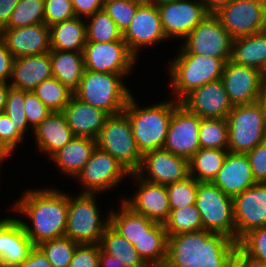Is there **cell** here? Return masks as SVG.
<instances>
[{
  "label": "cell",
  "instance_id": "cell-54",
  "mask_svg": "<svg viewBox=\"0 0 266 267\" xmlns=\"http://www.w3.org/2000/svg\"><path fill=\"white\" fill-rule=\"evenodd\" d=\"M231 267H266V263L249 257L237 247L232 256Z\"/></svg>",
  "mask_w": 266,
  "mask_h": 267
},
{
  "label": "cell",
  "instance_id": "cell-15",
  "mask_svg": "<svg viewBox=\"0 0 266 267\" xmlns=\"http://www.w3.org/2000/svg\"><path fill=\"white\" fill-rule=\"evenodd\" d=\"M166 38H183L209 14L200 0H178L157 6Z\"/></svg>",
  "mask_w": 266,
  "mask_h": 267
},
{
  "label": "cell",
  "instance_id": "cell-11",
  "mask_svg": "<svg viewBox=\"0 0 266 267\" xmlns=\"http://www.w3.org/2000/svg\"><path fill=\"white\" fill-rule=\"evenodd\" d=\"M130 175L114 157L96 146L89 161L75 178L85 187L82 193L97 194L117 186L125 176Z\"/></svg>",
  "mask_w": 266,
  "mask_h": 267
},
{
  "label": "cell",
  "instance_id": "cell-51",
  "mask_svg": "<svg viewBox=\"0 0 266 267\" xmlns=\"http://www.w3.org/2000/svg\"><path fill=\"white\" fill-rule=\"evenodd\" d=\"M14 56L8 50L6 42L0 37V82L9 81L11 77Z\"/></svg>",
  "mask_w": 266,
  "mask_h": 267
},
{
  "label": "cell",
  "instance_id": "cell-50",
  "mask_svg": "<svg viewBox=\"0 0 266 267\" xmlns=\"http://www.w3.org/2000/svg\"><path fill=\"white\" fill-rule=\"evenodd\" d=\"M23 136L15 130V125L10 121L9 117L0 112V146L13 153L17 144L21 141Z\"/></svg>",
  "mask_w": 266,
  "mask_h": 267
},
{
  "label": "cell",
  "instance_id": "cell-38",
  "mask_svg": "<svg viewBox=\"0 0 266 267\" xmlns=\"http://www.w3.org/2000/svg\"><path fill=\"white\" fill-rule=\"evenodd\" d=\"M164 226L168 237L203 229L200 212L195 204L180 209H171Z\"/></svg>",
  "mask_w": 266,
  "mask_h": 267
},
{
  "label": "cell",
  "instance_id": "cell-24",
  "mask_svg": "<svg viewBox=\"0 0 266 267\" xmlns=\"http://www.w3.org/2000/svg\"><path fill=\"white\" fill-rule=\"evenodd\" d=\"M212 183L231 198L256 184L246 153L228 152Z\"/></svg>",
  "mask_w": 266,
  "mask_h": 267
},
{
  "label": "cell",
  "instance_id": "cell-9",
  "mask_svg": "<svg viewBox=\"0 0 266 267\" xmlns=\"http://www.w3.org/2000/svg\"><path fill=\"white\" fill-rule=\"evenodd\" d=\"M195 205L204 230L226 235L236 241L233 198L212 182H199Z\"/></svg>",
  "mask_w": 266,
  "mask_h": 267
},
{
  "label": "cell",
  "instance_id": "cell-14",
  "mask_svg": "<svg viewBox=\"0 0 266 267\" xmlns=\"http://www.w3.org/2000/svg\"><path fill=\"white\" fill-rule=\"evenodd\" d=\"M200 124L201 117L179 104L173 110L163 148L189 161L200 149L198 136Z\"/></svg>",
  "mask_w": 266,
  "mask_h": 267
},
{
  "label": "cell",
  "instance_id": "cell-42",
  "mask_svg": "<svg viewBox=\"0 0 266 267\" xmlns=\"http://www.w3.org/2000/svg\"><path fill=\"white\" fill-rule=\"evenodd\" d=\"M198 181L188 176L181 181L166 185L171 209H180L194 205L197 196Z\"/></svg>",
  "mask_w": 266,
  "mask_h": 267
},
{
  "label": "cell",
  "instance_id": "cell-37",
  "mask_svg": "<svg viewBox=\"0 0 266 267\" xmlns=\"http://www.w3.org/2000/svg\"><path fill=\"white\" fill-rule=\"evenodd\" d=\"M32 92L52 112H62L74 95L73 91L54 77L44 80Z\"/></svg>",
  "mask_w": 266,
  "mask_h": 267
},
{
  "label": "cell",
  "instance_id": "cell-29",
  "mask_svg": "<svg viewBox=\"0 0 266 267\" xmlns=\"http://www.w3.org/2000/svg\"><path fill=\"white\" fill-rule=\"evenodd\" d=\"M231 60L255 68L266 76V35L259 32L234 38Z\"/></svg>",
  "mask_w": 266,
  "mask_h": 267
},
{
  "label": "cell",
  "instance_id": "cell-52",
  "mask_svg": "<svg viewBox=\"0 0 266 267\" xmlns=\"http://www.w3.org/2000/svg\"><path fill=\"white\" fill-rule=\"evenodd\" d=\"M105 0H71L76 17H89L96 11L103 9ZM81 15V16H80Z\"/></svg>",
  "mask_w": 266,
  "mask_h": 267
},
{
  "label": "cell",
  "instance_id": "cell-28",
  "mask_svg": "<svg viewBox=\"0 0 266 267\" xmlns=\"http://www.w3.org/2000/svg\"><path fill=\"white\" fill-rule=\"evenodd\" d=\"M96 140L89 137L74 136L73 139L51 158L58 168L70 177H76L89 161Z\"/></svg>",
  "mask_w": 266,
  "mask_h": 267
},
{
  "label": "cell",
  "instance_id": "cell-19",
  "mask_svg": "<svg viewBox=\"0 0 266 267\" xmlns=\"http://www.w3.org/2000/svg\"><path fill=\"white\" fill-rule=\"evenodd\" d=\"M166 39L157 6L144 1L137 8L129 27L123 33V40L128 49L137 58L140 48Z\"/></svg>",
  "mask_w": 266,
  "mask_h": 267
},
{
  "label": "cell",
  "instance_id": "cell-59",
  "mask_svg": "<svg viewBox=\"0 0 266 267\" xmlns=\"http://www.w3.org/2000/svg\"><path fill=\"white\" fill-rule=\"evenodd\" d=\"M260 32L266 35V1L263 8L262 18H261V27Z\"/></svg>",
  "mask_w": 266,
  "mask_h": 267
},
{
  "label": "cell",
  "instance_id": "cell-22",
  "mask_svg": "<svg viewBox=\"0 0 266 267\" xmlns=\"http://www.w3.org/2000/svg\"><path fill=\"white\" fill-rule=\"evenodd\" d=\"M0 37L14 58L46 54L51 50L50 27L45 23L18 28H3Z\"/></svg>",
  "mask_w": 266,
  "mask_h": 267
},
{
  "label": "cell",
  "instance_id": "cell-18",
  "mask_svg": "<svg viewBox=\"0 0 266 267\" xmlns=\"http://www.w3.org/2000/svg\"><path fill=\"white\" fill-rule=\"evenodd\" d=\"M266 0H231L215 15L234 39L260 32Z\"/></svg>",
  "mask_w": 266,
  "mask_h": 267
},
{
  "label": "cell",
  "instance_id": "cell-25",
  "mask_svg": "<svg viewBox=\"0 0 266 267\" xmlns=\"http://www.w3.org/2000/svg\"><path fill=\"white\" fill-rule=\"evenodd\" d=\"M62 112L74 136L95 140L109 116L105 111L80 101L74 95Z\"/></svg>",
  "mask_w": 266,
  "mask_h": 267
},
{
  "label": "cell",
  "instance_id": "cell-44",
  "mask_svg": "<svg viewBox=\"0 0 266 267\" xmlns=\"http://www.w3.org/2000/svg\"><path fill=\"white\" fill-rule=\"evenodd\" d=\"M24 104L25 91L10 87L7 94L4 113L15 125V130H17L23 137L29 126L25 116Z\"/></svg>",
  "mask_w": 266,
  "mask_h": 267
},
{
  "label": "cell",
  "instance_id": "cell-6",
  "mask_svg": "<svg viewBox=\"0 0 266 267\" xmlns=\"http://www.w3.org/2000/svg\"><path fill=\"white\" fill-rule=\"evenodd\" d=\"M96 146L109 153L131 174L140 168L142 154L137 148L131 122L124 111L107 117L96 139Z\"/></svg>",
  "mask_w": 266,
  "mask_h": 267
},
{
  "label": "cell",
  "instance_id": "cell-49",
  "mask_svg": "<svg viewBox=\"0 0 266 267\" xmlns=\"http://www.w3.org/2000/svg\"><path fill=\"white\" fill-rule=\"evenodd\" d=\"M256 183H266V141L246 152Z\"/></svg>",
  "mask_w": 266,
  "mask_h": 267
},
{
  "label": "cell",
  "instance_id": "cell-23",
  "mask_svg": "<svg viewBox=\"0 0 266 267\" xmlns=\"http://www.w3.org/2000/svg\"><path fill=\"white\" fill-rule=\"evenodd\" d=\"M34 247L19 218L0 220V267H18Z\"/></svg>",
  "mask_w": 266,
  "mask_h": 267
},
{
  "label": "cell",
  "instance_id": "cell-56",
  "mask_svg": "<svg viewBox=\"0 0 266 267\" xmlns=\"http://www.w3.org/2000/svg\"><path fill=\"white\" fill-rule=\"evenodd\" d=\"M99 267H126V266H124L120 260L118 261L115 256H111L105 253L100 248Z\"/></svg>",
  "mask_w": 266,
  "mask_h": 267
},
{
  "label": "cell",
  "instance_id": "cell-4",
  "mask_svg": "<svg viewBox=\"0 0 266 267\" xmlns=\"http://www.w3.org/2000/svg\"><path fill=\"white\" fill-rule=\"evenodd\" d=\"M128 74L84 71L74 96L80 101L105 111L108 115L121 113L133 95L123 84Z\"/></svg>",
  "mask_w": 266,
  "mask_h": 267
},
{
  "label": "cell",
  "instance_id": "cell-43",
  "mask_svg": "<svg viewBox=\"0 0 266 267\" xmlns=\"http://www.w3.org/2000/svg\"><path fill=\"white\" fill-rule=\"evenodd\" d=\"M145 0H105L103 9L113 19L118 29L122 32L129 27L137 8Z\"/></svg>",
  "mask_w": 266,
  "mask_h": 267
},
{
  "label": "cell",
  "instance_id": "cell-36",
  "mask_svg": "<svg viewBox=\"0 0 266 267\" xmlns=\"http://www.w3.org/2000/svg\"><path fill=\"white\" fill-rule=\"evenodd\" d=\"M88 19L90 20L89 24L86 23L87 42L124 41L122 32L104 9L96 11Z\"/></svg>",
  "mask_w": 266,
  "mask_h": 267
},
{
  "label": "cell",
  "instance_id": "cell-55",
  "mask_svg": "<svg viewBox=\"0 0 266 267\" xmlns=\"http://www.w3.org/2000/svg\"><path fill=\"white\" fill-rule=\"evenodd\" d=\"M20 0H0V31L8 24L11 13Z\"/></svg>",
  "mask_w": 266,
  "mask_h": 267
},
{
  "label": "cell",
  "instance_id": "cell-57",
  "mask_svg": "<svg viewBox=\"0 0 266 267\" xmlns=\"http://www.w3.org/2000/svg\"><path fill=\"white\" fill-rule=\"evenodd\" d=\"M205 10L209 14H216L222 7L226 6L231 0H200Z\"/></svg>",
  "mask_w": 266,
  "mask_h": 267
},
{
  "label": "cell",
  "instance_id": "cell-34",
  "mask_svg": "<svg viewBox=\"0 0 266 267\" xmlns=\"http://www.w3.org/2000/svg\"><path fill=\"white\" fill-rule=\"evenodd\" d=\"M119 211L111 210L109 214L110 225L132 245L155 223L144 215L133 212L123 202Z\"/></svg>",
  "mask_w": 266,
  "mask_h": 267
},
{
  "label": "cell",
  "instance_id": "cell-46",
  "mask_svg": "<svg viewBox=\"0 0 266 267\" xmlns=\"http://www.w3.org/2000/svg\"><path fill=\"white\" fill-rule=\"evenodd\" d=\"M75 17L71 0H44V21L49 27Z\"/></svg>",
  "mask_w": 266,
  "mask_h": 267
},
{
  "label": "cell",
  "instance_id": "cell-12",
  "mask_svg": "<svg viewBox=\"0 0 266 267\" xmlns=\"http://www.w3.org/2000/svg\"><path fill=\"white\" fill-rule=\"evenodd\" d=\"M233 105L251 104L259 101L266 86V76L259 70L240 65L232 60L226 62L220 79Z\"/></svg>",
  "mask_w": 266,
  "mask_h": 267
},
{
  "label": "cell",
  "instance_id": "cell-8",
  "mask_svg": "<svg viewBox=\"0 0 266 267\" xmlns=\"http://www.w3.org/2000/svg\"><path fill=\"white\" fill-rule=\"evenodd\" d=\"M97 194L80 193L75 198L68 194V214L65 236L78 244H99L110 225V216L101 221L96 205Z\"/></svg>",
  "mask_w": 266,
  "mask_h": 267
},
{
  "label": "cell",
  "instance_id": "cell-48",
  "mask_svg": "<svg viewBox=\"0 0 266 267\" xmlns=\"http://www.w3.org/2000/svg\"><path fill=\"white\" fill-rule=\"evenodd\" d=\"M99 244H78L68 267H99Z\"/></svg>",
  "mask_w": 266,
  "mask_h": 267
},
{
  "label": "cell",
  "instance_id": "cell-7",
  "mask_svg": "<svg viewBox=\"0 0 266 267\" xmlns=\"http://www.w3.org/2000/svg\"><path fill=\"white\" fill-rule=\"evenodd\" d=\"M227 121L229 152L246 153L266 141L264 110L259 101L233 105Z\"/></svg>",
  "mask_w": 266,
  "mask_h": 267
},
{
  "label": "cell",
  "instance_id": "cell-60",
  "mask_svg": "<svg viewBox=\"0 0 266 267\" xmlns=\"http://www.w3.org/2000/svg\"><path fill=\"white\" fill-rule=\"evenodd\" d=\"M259 102L261 103L263 110H264V116H265V123H266V86L264 87L261 96L259 98Z\"/></svg>",
  "mask_w": 266,
  "mask_h": 267
},
{
  "label": "cell",
  "instance_id": "cell-20",
  "mask_svg": "<svg viewBox=\"0 0 266 267\" xmlns=\"http://www.w3.org/2000/svg\"><path fill=\"white\" fill-rule=\"evenodd\" d=\"M180 104L201 118L227 119L233 108L220 79L192 90Z\"/></svg>",
  "mask_w": 266,
  "mask_h": 267
},
{
  "label": "cell",
  "instance_id": "cell-40",
  "mask_svg": "<svg viewBox=\"0 0 266 267\" xmlns=\"http://www.w3.org/2000/svg\"><path fill=\"white\" fill-rule=\"evenodd\" d=\"M45 23L44 0H20L4 28H18Z\"/></svg>",
  "mask_w": 266,
  "mask_h": 267
},
{
  "label": "cell",
  "instance_id": "cell-5",
  "mask_svg": "<svg viewBox=\"0 0 266 267\" xmlns=\"http://www.w3.org/2000/svg\"><path fill=\"white\" fill-rule=\"evenodd\" d=\"M226 61L213 56L179 54L170 63L172 89L180 102L192 90L221 79Z\"/></svg>",
  "mask_w": 266,
  "mask_h": 267
},
{
  "label": "cell",
  "instance_id": "cell-47",
  "mask_svg": "<svg viewBox=\"0 0 266 267\" xmlns=\"http://www.w3.org/2000/svg\"><path fill=\"white\" fill-rule=\"evenodd\" d=\"M25 116L33 131L36 127L52 113V111L42 103L32 91H25Z\"/></svg>",
  "mask_w": 266,
  "mask_h": 267
},
{
  "label": "cell",
  "instance_id": "cell-39",
  "mask_svg": "<svg viewBox=\"0 0 266 267\" xmlns=\"http://www.w3.org/2000/svg\"><path fill=\"white\" fill-rule=\"evenodd\" d=\"M200 148L228 150V121L219 118H201Z\"/></svg>",
  "mask_w": 266,
  "mask_h": 267
},
{
  "label": "cell",
  "instance_id": "cell-32",
  "mask_svg": "<svg viewBox=\"0 0 266 267\" xmlns=\"http://www.w3.org/2000/svg\"><path fill=\"white\" fill-rule=\"evenodd\" d=\"M133 246L150 267H164L168 247L164 224L155 222Z\"/></svg>",
  "mask_w": 266,
  "mask_h": 267
},
{
  "label": "cell",
  "instance_id": "cell-13",
  "mask_svg": "<svg viewBox=\"0 0 266 267\" xmlns=\"http://www.w3.org/2000/svg\"><path fill=\"white\" fill-rule=\"evenodd\" d=\"M82 53L85 69L101 73L129 74L137 60L124 41L86 42Z\"/></svg>",
  "mask_w": 266,
  "mask_h": 267
},
{
  "label": "cell",
  "instance_id": "cell-53",
  "mask_svg": "<svg viewBox=\"0 0 266 267\" xmlns=\"http://www.w3.org/2000/svg\"><path fill=\"white\" fill-rule=\"evenodd\" d=\"M18 267H52L44 253L35 246Z\"/></svg>",
  "mask_w": 266,
  "mask_h": 267
},
{
  "label": "cell",
  "instance_id": "cell-30",
  "mask_svg": "<svg viewBox=\"0 0 266 267\" xmlns=\"http://www.w3.org/2000/svg\"><path fill=\"white\" fill-rule=\"evenodd\" d=\"M86 23L75 17L50 26L51 50L82 53L87 42Z\"/></svg>",
  "mask_w": 266,
  "mask_h": 267
},
{
  "label": "cell",
  "instance_id": "cell-10",
  "mask_svg": "<svg viewBox=\"0 0 266 267\" xmlns=\"http://www.w3.org/2000/svg\"><path fill=\"white\" fill-rule=\"evenodd\" d=\"M179 54H197L224 59L232 58V40L215 14H208L184 39Z\"/></svg>",
  "mask_w": 266,
  "mask_h": 267
},
{
  "label": "cell",
  "instance_id": "cell-41",
  "mask_svg": "<svg viewBox=\"0 0 266 267\" xmlns=\"http://www.w3.org/2000/svg\"><path fill=\"white\" fill-rule=\"evenodd\" d=\"M77 245L78 243L64 236L45 241L37 247L44 253L52 267H68Z\"/></svg>",
  "mask_w": 266,
  "mask_h": 267
},
{
  "label": "cell",
  "instance_id": "cell-27",
  "mask_svg": "<svg viewBox=\"0 0 266 267\" xmlns=\"http://www.w3.org/2000/svg\"><path fill=\"white\" fill-rule=\"evenodd\" d=\"M41 152L52 157L74 137L63 112H52L33 131Z\"/></svg>",
  "mask_w": 266,
  "mask_h": 267
},
{
  "label": "cell",
  "instance_id": "cell-62",
  "mask_svg": "<svg viewBox=\"0 0 266 267\" xmlns=\"http://www.w3.org/2000/svg\"><path fill=\"white\" fill-rule=\"evenodd\" d=\"M9 154L11 153L7 149L0 146V163L2 162V160L4 161V159H6L9 156Z\"/></svg>",
  "mask_w": 266,
  "mask_h": 267
},
{
  "label": "cell",
  "instance_id": "cell-58",
  "mask_svg": "<svg viewBox=\"0 0 266 267\" xmlns=\"http://www.w3.org/2000/svg\"><path fill=\"white\" fill-rule=\"evenodd\" d=\"M11 86L8 83L0 82V112H4L8 90Z\"/></svg>",
  "mask_w": 266,
  "mask_h": 267
},
{
  "label": "cell",
  "instance_id": "cell-2",
  "mask_svg": "<svg viewBox=\"0 0 266 267\" xmlns=\"http://www.w3.org/2000/svg\"><path fill=\"white\" fill-rule=\"evenodd\" d=\"M32 222L21 221L34 246L65 236L68 214V194L55 189L27 190L13 206Z\"/></svg>",
  "mask_w": 266,
  "mask_h": 267
},
{
  "label": "cell",
  "instance_id": "cell-61",
  "mask_svg": "<svg viewBox=\"0 0 266 267\" xmlns=\"http://www.w3.org/2000/svg\"><path fill=\"white\" fill-rule=\"evenodd\" d=\"M145 1L148 3L154 4L156 6H159V5L164 4V3L175 2L178 0H145Z\"/></svg>",
  "mask_w": 266,
  "mask_h": 267
},
{
  "label": "cell",
  "instance_id": "cell-33",
  "mask_svg": "<svg viewBox=\"0 0 266 267\" xmlns=\"http://www.w3.org/2000/svg\"><path fill=\"white\" fill-rule=\"evenodd\" d=\"M99 245L105 253L115 256L126 267H150L135 247L111 225L104 231Z\"/></svg>",
  "mask_w": 266,
  "mask_h": 267
},
{
  "label": "cell",
  "instance_id": "cell-21",
  "mask_svg": "<svg viewBox=\"0 0 266 267\" xmlns=\"http://www.w3.org/2000/svg\"><path fill=\"white\" fill-rule=\"evenodd\" d=\"M131 176L139 180L138 191L131 199H122V202L133 212L164 224L171 210L166 185L144 180L136 173H132Z\"/></svg>",
  "mask_w": 266,
  "mask_h": 267
},
{
  "label": "cell",
  "instance_id": "cell-16",
  "mask_svg": "<svg viewBox=\"0 0 266 267\" xmlns=\"http://www.w3.org/2000/svg\"><path fill=\"white\" fill-rule=\"evenodd\" d=\"M136 174L144 180L168 185L189 176V161L164 148L151 150L142 155V163Z\"/></svg>",
  "mask_w": 266,
  "mask_h": 267
},
{
  "label": "cell",
  "instance_id": "cell-35",
  "mask_svg": "<svg viewBox=\"0 0 266 267\" xmlns=\"http://www.w3.org/2000/svg\"><path fill=\"white\" fill-rule=\"evenodd\" d=\"M228 150L200 148L189 160V175L198 182H212L223 166Z\"/></svg>",
  "mask_w": 266,
  "mask_h": 267
},
{
  "label": "cell",
  "instance_id": "cell-17",
  "mask_svg": "<svg viewBox=\"0 0 266 267\" xmlns=\"http://www.w3.org/2000/svg\"><path fill=\"white\" fill-rule=\"evenodd\" d=\"M236 241L249 231L266 226V183H256L233 198Z\"/></svg>",
  "mask_w": 266,
  "mask_h": 267
},
{
  "label": "cell",
  "instance_id": "cell-3",
  "mask_svg": "<svg viewBox=\"0 0 266 267\" xmlns=\"http://www.w3.org/2000/svg\"><path fill=\"white\" fill-rule=\"evenodd\" d=\"M134 99V96L130 97L124 112L131 122L138 150L143 155L148 151L163 148L173 110L180 102L169 100L143 108L139 107Z\"/></svg>",
  "mask_w": 266,
  "mask_h": 267
},
{
  "label": "cell",
  "instance_id": "cell-45",
  "mask_svg": "<svg viewBox=\"0 0 266 267\" xmlns=\"http://www.w3.org/2000/svg\"><path fill=\"white\" fill-rule=\"evenodd\" d=\"M238 247L249 257L266 263V226L249 231L238 241Z\"/></svg>",
  "mask_w": 266,
  "mask_h": 267
},
{
  "label": "cell",
  "instance_id": "cell-1",
  "mask_svg": "<svg viewBox=\"0 0 266 267\" xmlns=\"http://www.w3.org/2000/svg\"><path fill=\"white\" fill-rule=\"evenodd\" d=\"M238 242L208 230L168 237L164 267H231Z\"/></svg>",
  "mask_w": 266,
  "mask_h": 267
},
{
  "label": "cell",
  "instance_id": "cell-26",
  "mask_svg": "<svg viewBox=\"0 0 266 267\" xmlns=\"http://www.w3.org/2000/svg\"><path fill=\"white\" fill-rule=\"evenodd\" d=\"M53 77L49 53L14 59L11 73L12 88L33 91L44 80Z\"/></svg>",
  "mask_w": 266,
  "mask_h": 267
},
{
  "label": "cell",
  "instance_id": "cell-31",
  "mask_svg": "<svg viewBox=\"0 0 266 267\" xmlns=\"http://www.w3.org/2000/svg\"><path fill=\"white\" fill-rule=\"evenodd\" d=\"M53 77L75 91L85 71L83 53L50 50Z\"/></svg>",
  "mask_w": 266,
  "mask_h": 267
}]
</instances>
